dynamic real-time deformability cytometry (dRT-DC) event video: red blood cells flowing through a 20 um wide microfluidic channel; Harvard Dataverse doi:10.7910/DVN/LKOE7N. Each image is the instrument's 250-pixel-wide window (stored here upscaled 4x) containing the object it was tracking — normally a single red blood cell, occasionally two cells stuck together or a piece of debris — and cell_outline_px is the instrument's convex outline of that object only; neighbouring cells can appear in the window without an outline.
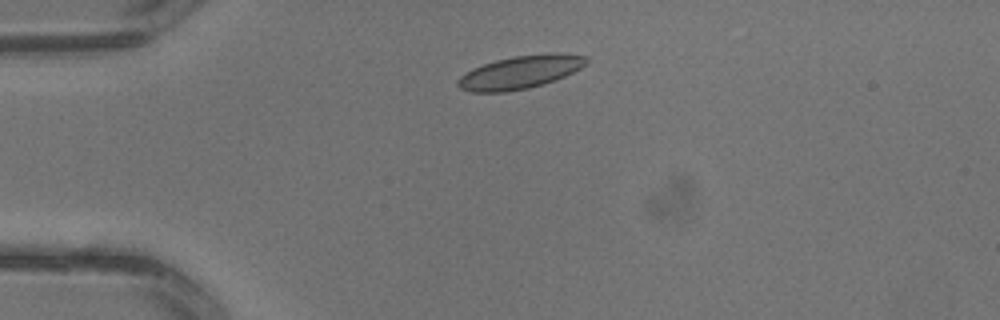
{"species": "common noctule bat (a hibernating species)", "species_latin": "Nyctalus noctula", "temperature_condition": "warm", "stored_images_in_passage": 2, "camera_frame_rate_fps": 3000, "um_per_image_px": 0.085, "animal": {"sex": "male", "body_mass_g": 13.3}, "frame": {"image": 1, "passage_image": 1, "time_ms": 0.0, "image_size_px": [1000, 320], "cell_outline_px": [[588, 60], [580, 68], [556, 80], [544, 84], [528, 88], [508, 92], [472, 92], [460, 88], [456, 84], [456, 80], [460, 76], [472, 68], [496, 60], [512, 56], [552, 52], [588, 56]], "centroid_in_image_um": [44.2, 6.13], "position_along_channel_um": 40.8, "area_um2": 24.85}}
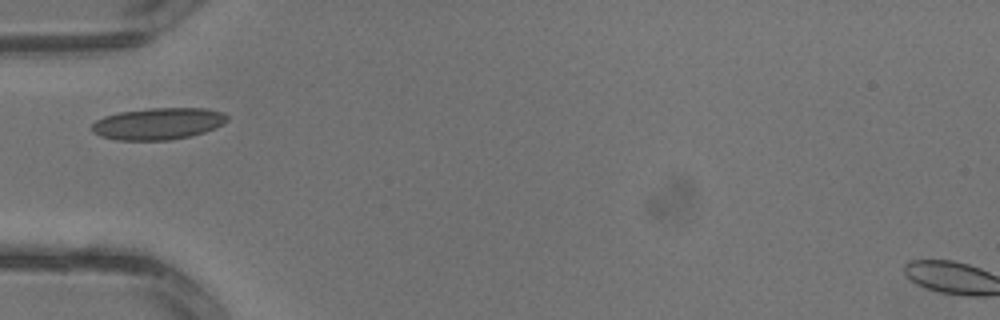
{"frame": {"image": 2, "passage_image": 2, "time_ms": 0.333, "image_size_px": [1000, 320], "cell_outline_px": [[228, 120], [224, 124], [216, 128], [192, 136], [172, 140], [116, 140], [100, 136], [92, 132], [88, 128], [96, 120], [104, 116], [120, 112], [152, 108], [204, 108], [224, 112], [228, 116]], "centroid_in_image_um": [13.45, 10.52], "position_along_channel_um": 71.6, "area_um2": 25.37}}